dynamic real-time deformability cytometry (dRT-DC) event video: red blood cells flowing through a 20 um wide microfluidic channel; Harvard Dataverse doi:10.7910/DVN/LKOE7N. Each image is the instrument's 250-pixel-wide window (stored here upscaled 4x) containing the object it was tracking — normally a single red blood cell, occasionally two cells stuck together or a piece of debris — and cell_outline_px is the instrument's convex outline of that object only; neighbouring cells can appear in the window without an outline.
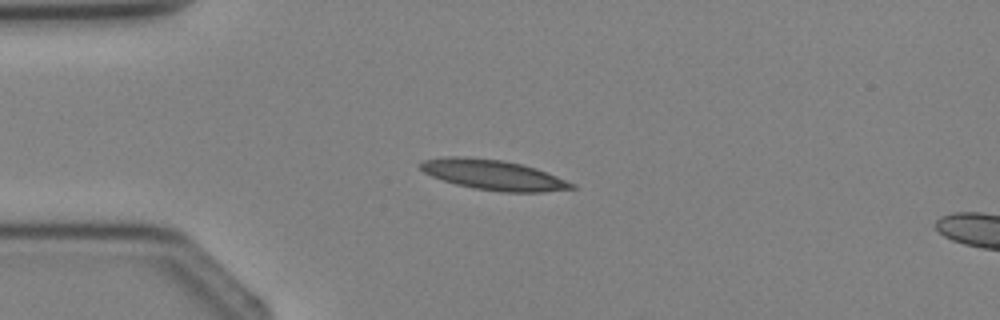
{"species": "Egyptian fruit bat (a non-hibernating species)", "species_latin": "Rousettus aegyptiacus", "temperature_condition": "cold", "stored_images_in_passage": 3, "camera_frame_rate_fps": 3000, "um_per_image_px": 0.085, "animal": {"sex": "female"}, "frame": {"image": 1, "passage_image": 2, "time_ms": 1.333, "image_size_px": [1000, 320], "cell_outline_px": [[576, 188], [544, 192], [504, 192], [472, 188], [456, 184], [432, 176], [424, 172], [416, 164], [424, 160], [444, 156], [464, 156], [500, 160], [520, 164], [536, 168], [576, 184]], "centroid_in_image_um": [41.91, 14.86], "position_along_channel_um": 43.1, "area_um2": 26.53}}